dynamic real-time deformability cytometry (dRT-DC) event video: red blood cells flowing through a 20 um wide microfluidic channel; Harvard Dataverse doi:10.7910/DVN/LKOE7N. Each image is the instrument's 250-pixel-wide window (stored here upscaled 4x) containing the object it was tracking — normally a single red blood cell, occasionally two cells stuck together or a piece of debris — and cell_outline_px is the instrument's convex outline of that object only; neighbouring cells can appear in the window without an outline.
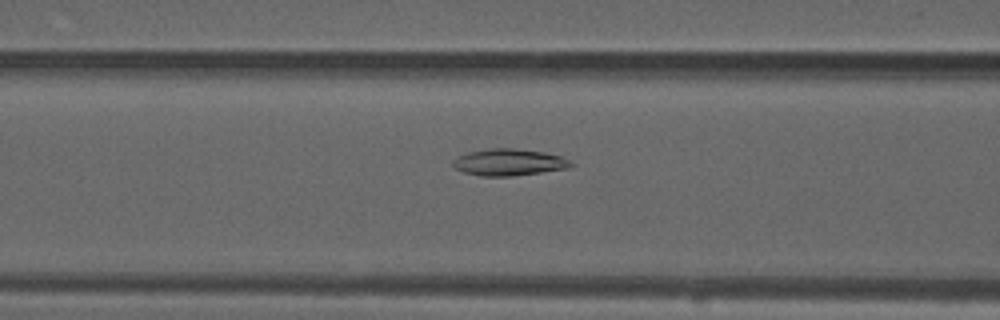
{"species": "common noctule bat (a hibernating species)", "species_latin": "Nyctalus noctula", "temperature_condition": "warm", "stored_images_in_passage": 40, "camera_frame_rate_fps": 3000, "um_per_image_px": 0.085, "animal": {"sex": "male", "forearm_length_mm": 52.5}, "frame": {"image": 1, "passage_image": 10, "time_ms": 3.0, "image_size_px": [1000, 320], "cell_outline_px": [[576, 164], [568, 168], [512, 176], [480, 176], [464, 172], [456, 168], [452, 164], [452, 160], [468, 152], [488, 148], [512, 148], [544, 152], [560, 156]], "centroid_in_image_um": [43.25, 13.79], "position_along_channel_um": 123.3, "area_um2": 18.26}}
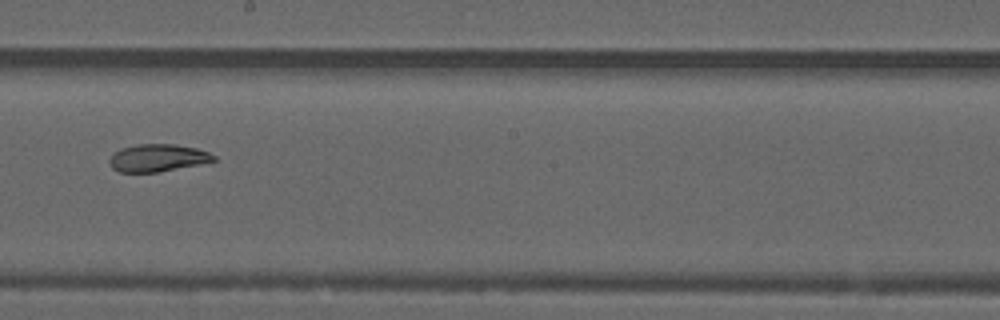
{"frame": {"image": 2, "passage_image": 19, "time_ms": 6.0, "image_size_px": [1000, 320], "cell_outline_px": [[216, 160], [200, 164], [156, 172], [120, 172], [112, 168], [108, 160], [120, 148], [136, 144], [176, 144], [196, 148], [208, 152], [216, 156]], "centroid_in_image_um": [13.4, 13.41], "position_along_channel_um": 234.8, "area_um2": 16.59}}
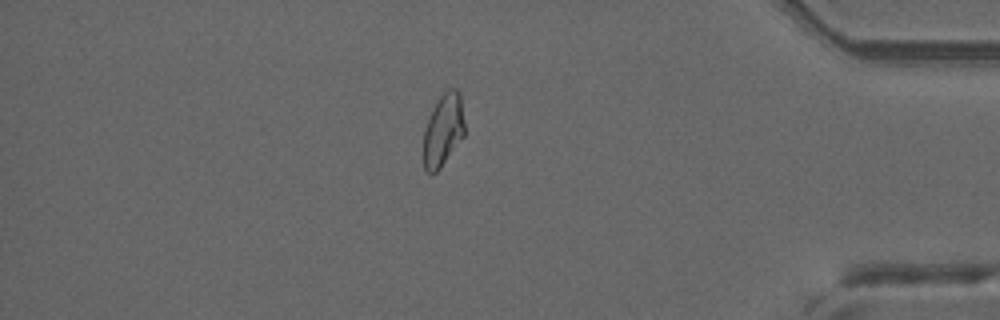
{"frame": {"image": 3, "passage_image": 35, "time_ms": 11.333, "image_size_px": [1000, 320], "cell_outline_px": [[464, 136], [440, 168], [432, 176], [424, 168], [424, 128], [428, 116], [432, 108], [440, 96], [448, 88], [456, 88], [460, 92], [464, 124]], "centroid_in_image_um": [37.66, 11.04], "position_along_channel_um": 397.5, "area_um2": 17.46}, "authors_computed_cell_mechanics": {"area_um2": 17.629, "velocity_mm_per_s": 3.7335, "shape_relaxation_time_tau1_ms": null, "shape_relaxation_time_tau2_ms": 5.4576, "deformation_change_tau1": null, "deformation_change_tau2": 0.1077}}